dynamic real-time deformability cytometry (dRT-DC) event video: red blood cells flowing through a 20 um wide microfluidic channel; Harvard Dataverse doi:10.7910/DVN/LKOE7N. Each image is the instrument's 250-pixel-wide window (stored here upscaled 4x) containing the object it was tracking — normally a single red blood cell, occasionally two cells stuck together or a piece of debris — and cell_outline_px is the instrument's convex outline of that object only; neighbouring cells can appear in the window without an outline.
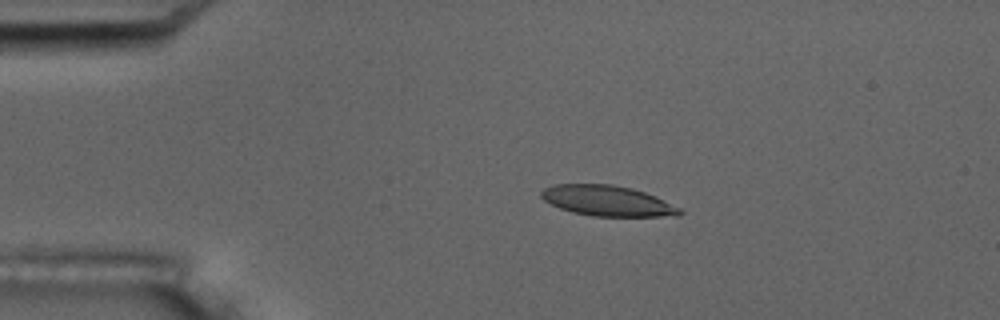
{"species": "common noctule bat (a hibernating species)", "species_latin": "Nyctalus noctula", "temperature_condition": "room temperature", "stored_images_in_passage": 14, "camera_frame_rate_fps": 3000, "um_per_image_px": 0.085, "animal": {"sex": "male", "body_mass_g": 17.5, "forearm_length_mm": 52.3}, "frame": {"image": 1, "passage_image": 1, "time_ms": 0.0, "image_size_px": [1000, 320], "cell_outline_px": [[684, 212], [680, 216], [592, 216], [572, 212], [560, 208], [544, 200], [540, 196], [540, 192], [544, 188], [556, 184], [612, 184], [632, 188], [644, 192], [680, 208]], "centroid_in_image_um": [51.61, 17.07], "position_along_channel_um": 33.4, "area_um2": 24.45}}
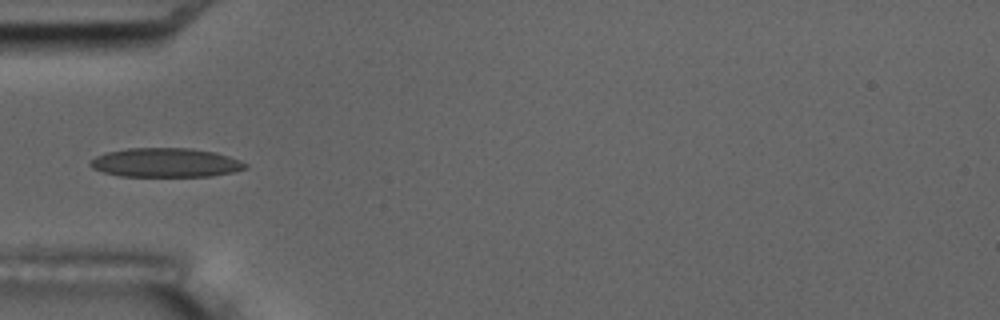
{"frame": {"image": 2, "passage_image": 3, "time_ms": 2.333, "image_size_px": [1000, 320], "cell_outline_px": [[248, 168], [232, 172], [212, 176], [120, 176], [104, 172], [92, 168], [88, 164], [96, 156], [104, 152], [128, 148], [192, 148], [216, 152], [240, 160], [248, 164]], "centroid_in_image_um": [14.09, 13.82], "position_along_channel_um": 70.9, "area_um2": 26.41}, "authors_computed_cell_mechanics": {"area_um2": 24.8829, "velocity_mm_per_s": 3.5168, "shape_relaxation_time_tau1_ms": 4.069, "shape_relaxation_time_tau2_ms": 1.8146, "deformation_change_tau1": 0.1392, "deformation_change_tau2": 0.0774}}